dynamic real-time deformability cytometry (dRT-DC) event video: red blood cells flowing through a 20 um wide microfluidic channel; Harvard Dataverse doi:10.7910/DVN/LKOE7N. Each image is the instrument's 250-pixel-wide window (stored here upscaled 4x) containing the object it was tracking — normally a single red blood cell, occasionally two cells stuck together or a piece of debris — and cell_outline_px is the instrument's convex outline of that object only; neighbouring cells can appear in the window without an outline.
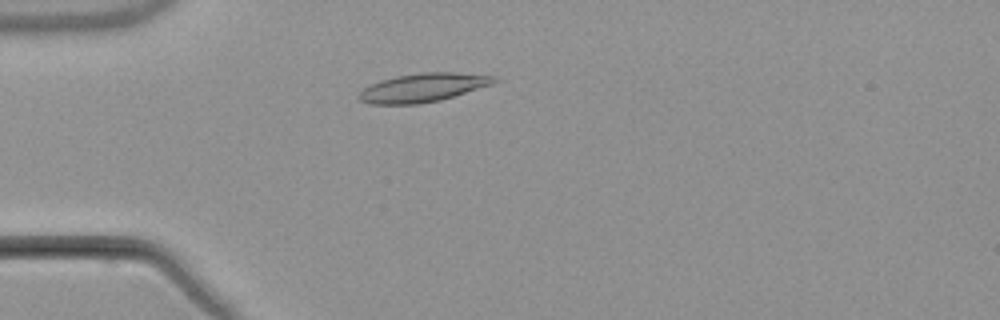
{"species": "common noctule bat (a hibernating species)", "species_latin": "Nyctalus noctula", "temperature_condition": "warm", "stored_images_in_passage": 6, "camera_frame_rate_fps": 3000, "um_per_image_px": 0.085, "animal": {"sex": "male", "body_mass_g": 21.5, "forearm_length_mm": 52.0}, "frame": {"image": 1, "passage_image": 3, "time_ms": 2.333, "image_size_px": [1000, 320], "cell_outline_px": [[500, 80], [492, 84], [440, 100], [420, 104], [368, 104], [360, 100], [356, 96], [364, 88], [380, 80], [396, 76], [420, 72], [456, 72], [496, 76]], "centroid_in_image_um": [35.95, 7.44], "position_along_channel_um": 49.1, "area_um2": 22.6}}